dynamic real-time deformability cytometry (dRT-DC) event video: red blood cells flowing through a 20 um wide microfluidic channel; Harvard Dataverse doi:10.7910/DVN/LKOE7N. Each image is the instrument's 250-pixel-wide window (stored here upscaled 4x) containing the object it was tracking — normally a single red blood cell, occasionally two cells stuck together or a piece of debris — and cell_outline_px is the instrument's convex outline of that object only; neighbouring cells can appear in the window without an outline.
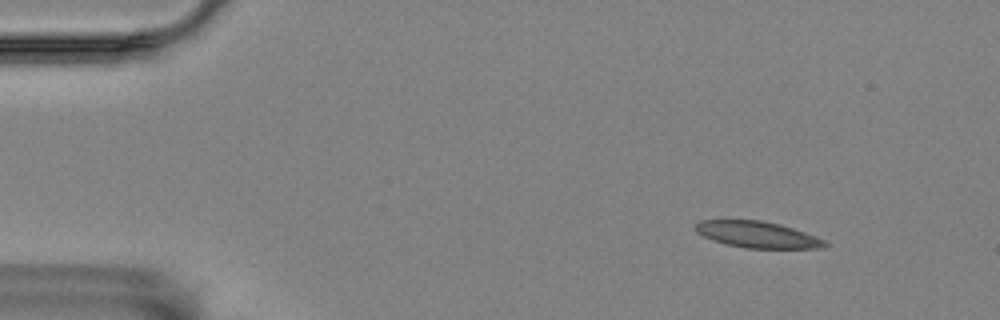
{"species": "Egyptian fruit bat (a non-hibernating species)", "species_latin": "Rousettus aegyptiacus", "temperature_condition": "room temperature", "stored_images_in_passage": 33, "camera_frame_rate_fps": 3000, "um_per_image_px": 0.085, "animal": {"sex": "female"}, "frame": {"image": 1, "passage_image": 6, "time_ms": 1.667, "image_size_px": [1000, 320], "cell_outline_px": [[832, 244], [824, 248], [744, 248], [712, 240], [696, 232], [692, 228], [692, 224], [700, 220], [760, 220], [780, 224], [816, 236]], "centroid_in_image_um": [64.36, 19.93], "position_along_channel_um": 20.6, "area_um2": 20.06}}
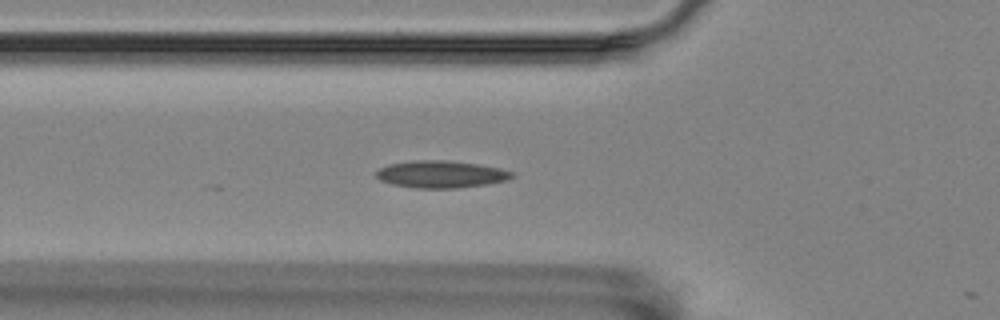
{"frame": {"image": 2, "passage_image": 19, "time_ms": 6.0, "image_size_px": [1000, 320], "cell_outline_px": [[516, 176], [508, 180], [488, 184], [456, 188], [416, 188], [392, 184], [380, 180], [376, 176], [376, 172], [380, 168], [388, 164], [412, 160], [448, 160], [476, 164], [500, 168], [512, 172]], "centroid_in_image_um": [37.49, 14.81], "position_along_channel_um": 88.3, "area_um2": 21.56}}
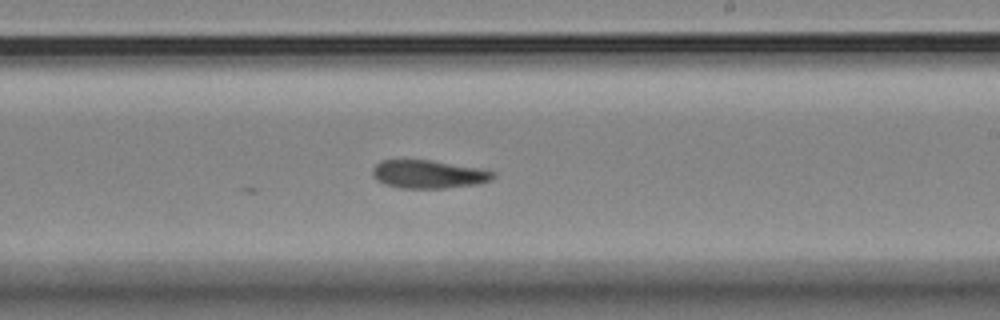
{"frame": {"image": 3, "passage_image": 33, "time_ms": 10.667, "image_size_px": [1000, 320], "cell_outline_px": [[496, 176], [492, 180], [476, 184], [444, 188], [400, 188], [384, 184], [376, 180], [372, 176], [372, 168], [380, 160], [428, 160], [476, 168], [496, 172]], "centroid_in_image_um": [36.38, 14.82], "position_along_channel_um": 252.6, "area_um2": 19.71}}